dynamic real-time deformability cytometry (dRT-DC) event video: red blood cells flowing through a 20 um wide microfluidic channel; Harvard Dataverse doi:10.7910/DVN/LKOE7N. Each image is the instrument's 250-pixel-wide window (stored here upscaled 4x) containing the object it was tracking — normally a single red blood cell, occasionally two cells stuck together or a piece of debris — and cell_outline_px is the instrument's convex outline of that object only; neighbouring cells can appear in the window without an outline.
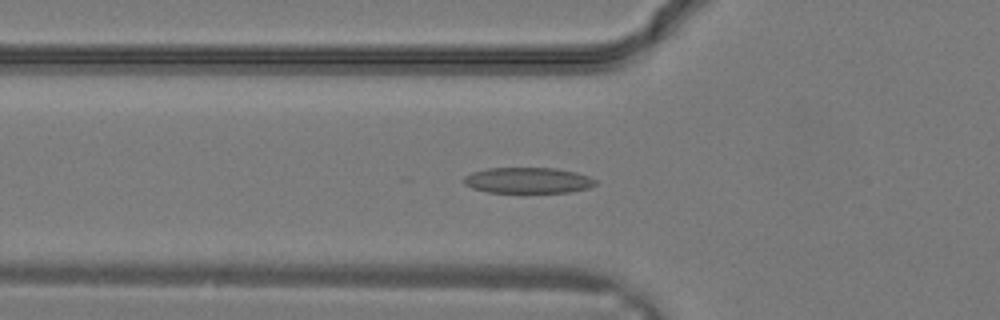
{"species": "common noctule bat (a hibernating species)", "species_latin": "Nyctalus noctula", "temperature_condition": "warm", "stored_images_in_passage": 28, "camera_frame_rate_fps": 3000, "um_per_image_px": 0.085, "animal": {"sex": "male", "body_mass_g": 19.2, "forearm_length_mm": 51.8}, "frame": {"image": 1, "passage_image": 8, "time_ms": 2.333, "image_size_px": [1000, 320], "cell_outline_px": [[596, 184], [588, 188], [568, 192], [488, 192], [472, 188], [464, 184], [460, 180], [464, 176], [472, 172], [488, 168], [556, 168], [576, 172], [588, 176], [596, 180]], "centroid_in_image_um": [44.83, 15.32], "position_along_channel_um": 81.0, "area_um2": 19.83}}
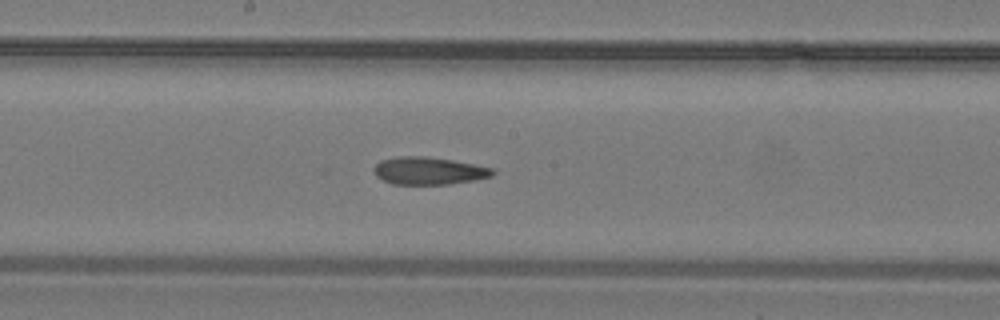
{"frame": {"image": 2, "passage_image": 14, "time_ms": 4.333, "image_size_px": [1000, 320], "cell_outline_px": [[496, 172], [492, 176], [472, 180], [448, 184], [392, 184], [376, 176], [372, 172], [372, 168], [380, 160], [396, 156], [424, 156], [452, 160], [492, 168]], "centroid_in_image_um": [36.38, 14.51], "position_along_channel_um": 211.8, "area_um2": 19.02}}
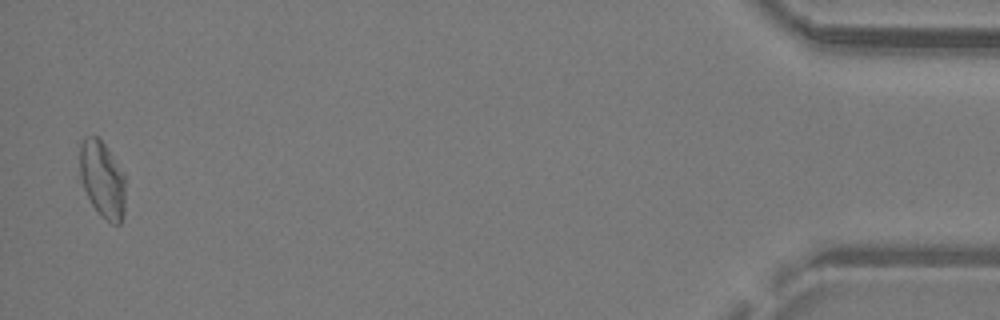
{"frame": {"image": 3, "passage_image": 28, "time_ms": 9.0, "image_size_px": [1000, 320], "cell_outline_px": [[124, 216], [120, 224], [112, 224], [100, 216], [76, 180], [80, 144], [84, 136], [96, 136], [104, 144], [124, 172]], "centroid_in_image_um": [8.62, 15.25], "position_along_channel_um": 426.6, "area_um2": 21.27}}